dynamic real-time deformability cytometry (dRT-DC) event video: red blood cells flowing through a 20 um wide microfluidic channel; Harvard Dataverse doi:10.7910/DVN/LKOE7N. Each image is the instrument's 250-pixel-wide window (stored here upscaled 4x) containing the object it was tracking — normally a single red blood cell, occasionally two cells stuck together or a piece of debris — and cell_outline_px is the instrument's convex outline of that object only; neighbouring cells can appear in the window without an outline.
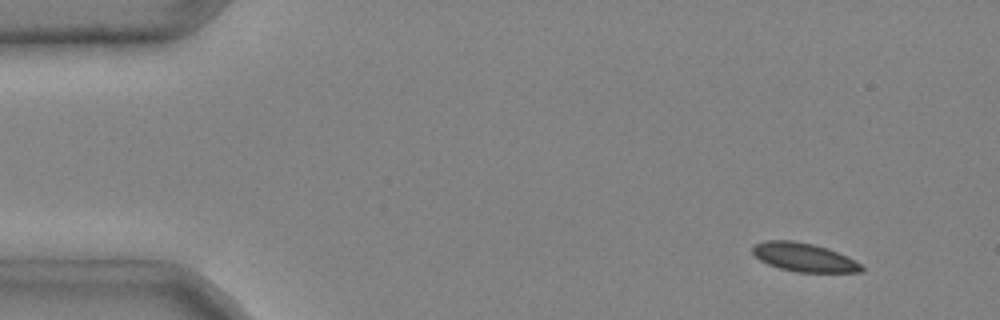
{"species": "common noctule bat (a hibernating species)", "species_latin": "Nyctalus noctula", "temperature_condition": "cold", "stored_images_in_passage": 3, "camera_frame_rate_fps": 3000, "um_per_image_px": 0.085, "animal": {"sex": "male", "body_mass_g": 20.4}, "frame": {"image": 1, "passage_image": 1, "time_ms": 0.0, "image_size_px": [1000, 320], "cell_outline_px": [[864, 272], [796, 272], [780, 268], [768, 264], [760, 260], [752, 252], [752, 244], [764, 240], [792, 240], [812, 244], [828, 248], [848, 256], [860, 264], [864, 268]], "centroid_in_image_um": [68.32, 21.86], "position_along_channel_um": 16.7, "area_um2": 18.26}}